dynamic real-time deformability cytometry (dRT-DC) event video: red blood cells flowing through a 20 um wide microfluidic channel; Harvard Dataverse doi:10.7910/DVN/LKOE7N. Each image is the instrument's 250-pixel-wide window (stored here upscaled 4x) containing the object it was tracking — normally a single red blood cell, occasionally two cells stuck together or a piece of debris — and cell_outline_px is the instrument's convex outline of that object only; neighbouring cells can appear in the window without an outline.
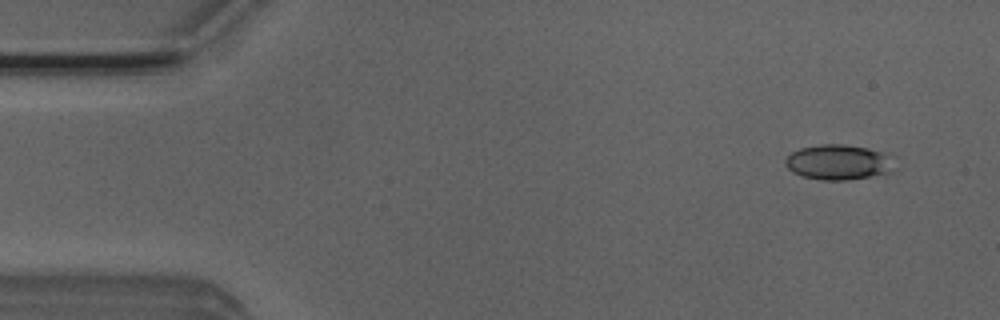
{"species": "Egyptian fruit bat (a non-hibernating species)", "species_latin": "Rousettus aegyptiacus", "temperature_condition": "room temperature", "stored_images_in_passage": 4, "camera_frame_rate_fps": 3000, "um_per_image_px": 0.085, "animal": {"sex": "male"}, "frame": {"image": 1, "passage_image": 4, "time_ms": 1.0, "image_size_px": [1000, 320], "cell_outline_px": [[892, 172], [848, 180], [820, 180], [800, 176], [792, 172], [784, 164], [784, 160], [792, 152], [800, 148], [820, 144], [844, 144], [868, 148], [880, 152], [888, 156]], "centroid_in_image_um": [71.17, 13.79], "position_along_channel_um": 13.8, "area_um2": 22.14}}